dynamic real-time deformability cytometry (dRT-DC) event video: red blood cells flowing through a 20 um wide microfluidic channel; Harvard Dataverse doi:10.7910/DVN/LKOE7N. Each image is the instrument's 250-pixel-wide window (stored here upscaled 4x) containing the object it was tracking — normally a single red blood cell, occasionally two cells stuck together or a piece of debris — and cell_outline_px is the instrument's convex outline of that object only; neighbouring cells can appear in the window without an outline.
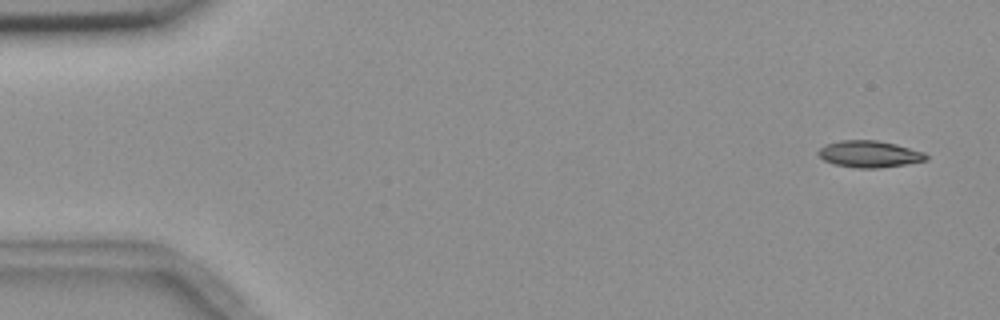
{"species": "common noctule bat (a hibernating species)", "species_latin": "Nyctalus noctula", "temperature_condition": "room temperature", "stored_images_in_passage": 7, "camera_frame_rate_fps": 3000, "um_per_image_px": 0.085, "animal": {"sex": "female", "body_mass_g": 18.4}, "frame": {"image": 1, "passage_image": 1, "time_ms": 0.0, "image_size_px": [1000, 320], "cell_outline_px": [[928, 160], [880, 168], [856, 168], [832, 164], [824, 160], [816, 152], [824, 144], [840, 140], [876, 140], [896, 144], [924, 152], [928, 156]], "centroid_in_image_um": [73.87, 13.09], "position_along_channel_um": 11.1, "area_um2": 16.88}}
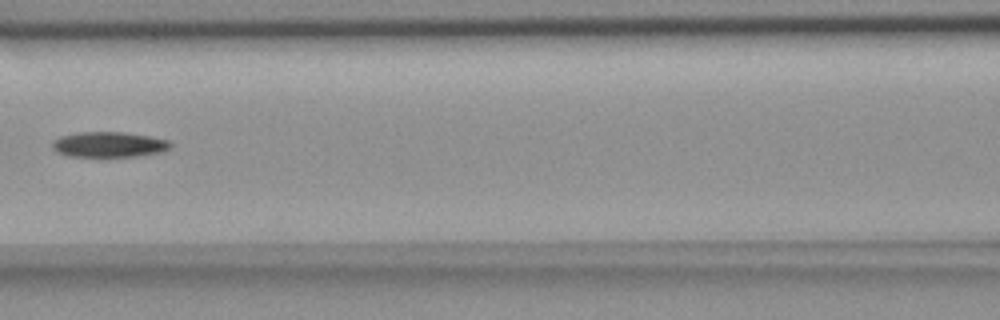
{"frame": {"image": 2, "passage_image": 6, "time_ms": 7.333, "image_size_px": [1000, 320], "cell_outline_px": [[172, 144], [168, 148], [160, 152], [136, 156], [104, 160], [100, 160], [68, 156], [56, 152], [52, 148], [52, 140], [60, 136], [76, 132], [124, 132], [148, 136], [168, 140]], "centroid_in_image_um": [9.16, 12.34], "position_along_channel_um": 157.4, "area_um2": 18.44}}
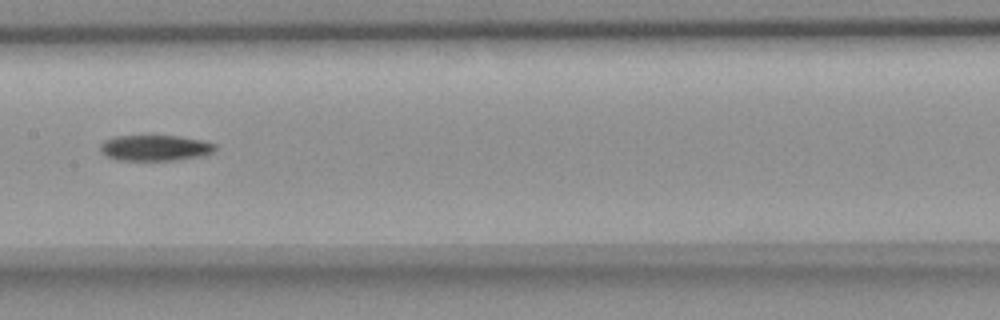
{"frame": {"image": 3, "passage_image": 7, "time_ms": 8.333, "image_size_px": [1000, 320], "cell_outline_px": [[216, 148], [212, 152], [200, 156], [172, 160], [116, 160], [108, 156], [100, 148], [100, 144], [104, 140], [116, 136], [176, 136], [200, 140], [216, 144]], "centroid_in_image_um": [13.17, 12.57], "position_along_channel_um": 194.2, "area_um2": 16.94}}